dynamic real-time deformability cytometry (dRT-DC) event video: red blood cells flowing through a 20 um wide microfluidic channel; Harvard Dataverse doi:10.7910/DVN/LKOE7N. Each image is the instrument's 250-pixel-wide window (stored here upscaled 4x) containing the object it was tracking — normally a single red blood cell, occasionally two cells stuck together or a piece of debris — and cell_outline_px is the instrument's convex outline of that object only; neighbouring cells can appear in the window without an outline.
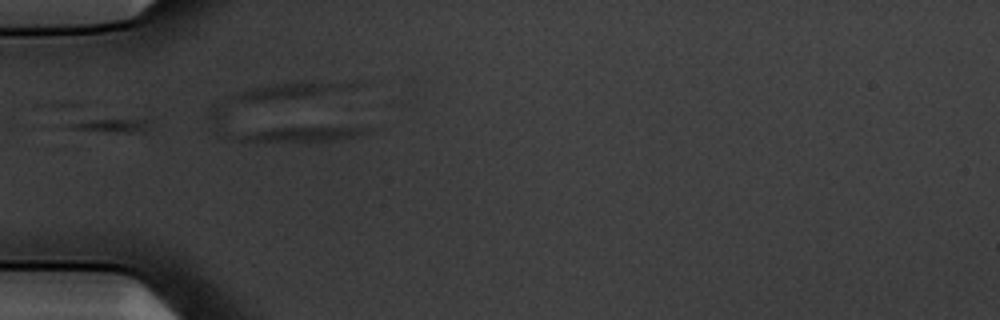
{"species": "common noctule bat (a hibernating species)", "species_latin": "Nyctalus noctula", "temperature_condition": "warm", "stored_images_in_passage": 2, "camera_frame_rate_fps": 3000, "um_per_image_px": 0.085, "animal": {"sex": "male", "body_mass_g": 20.1, "forearm_length_mm": 53.5}, "frame": {"image": 1, "passage_image": 1, "time_ms": 0.0, "image_size_px": [1000, 320], "cell_outline_px": [[152, 120], [148, 128], [144, 132], [116, 132], [64, 128], [36, 104], [56, 100], [80, 104]], "centroid_in_image_um": [7.89, 10.03], "position_along_channel_um": 77.1, "area_um2": 15.66}}